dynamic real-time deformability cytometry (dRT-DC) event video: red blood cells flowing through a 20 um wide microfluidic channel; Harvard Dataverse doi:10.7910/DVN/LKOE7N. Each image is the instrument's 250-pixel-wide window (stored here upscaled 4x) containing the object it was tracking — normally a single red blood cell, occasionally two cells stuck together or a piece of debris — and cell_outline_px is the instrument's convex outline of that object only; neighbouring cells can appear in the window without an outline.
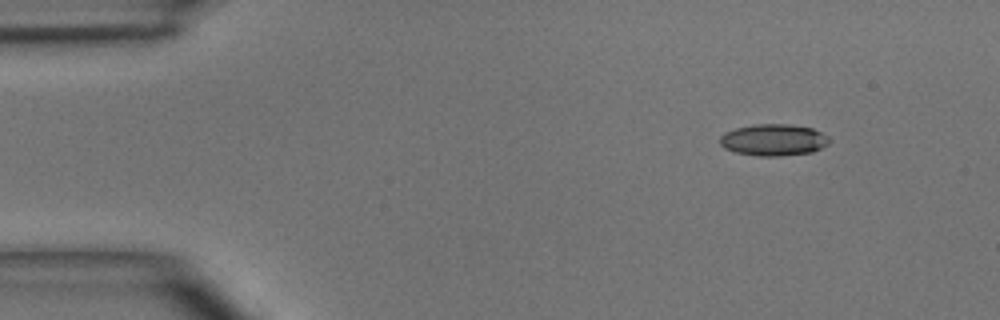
{"species": "common noctule bat (a hibernating species)", "species_latin": "Nyctalus noctula", "temperature_condition": "room temperature", "stored_images_in_passage": 4, "camera_frame_rate_fps": 3000, "um_per_image_px": 0.085, "animal": {"sex": "male", "body_mass_g": 15.6}, "frame": {"image": 1, "passage_image": 1, "time_ms": 0.0, "image_size_px": [1000, 320], "cell_outline_px": [[828, 144], [812, 152], [780, 156], [756, 156], [736, 152], [724, 148], [720, 144], [720, 136], [724, 132], [736, 128], [752, 124], [788, 124], [812, 128], [828, 136]], "centroid_in_image_um": [65.72, 11.89], "position_along_channel_um": 19.3, "area_um2": 20.17}}
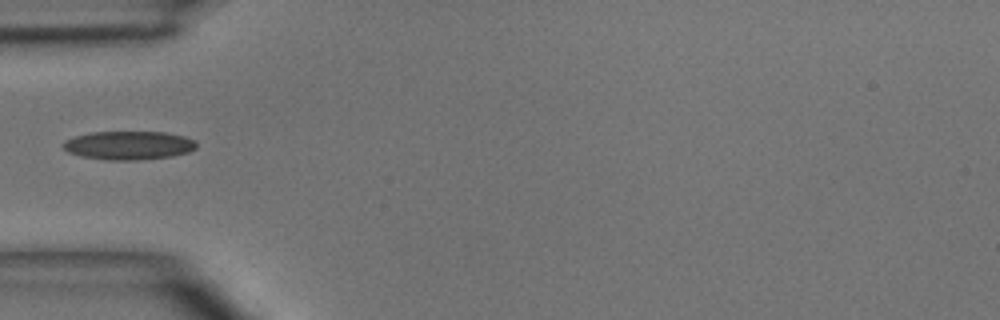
{"frame": {"image": 2, "passage_image": 3, "time_ms": 3.333, "image_size_px": [1000, 320], "cell_outline_px": [[196, 148], [188, 152], [172, 156], [136, 160], [108, 160], [80, 156], [68, 152], [60, 144], [64, 140], [76, 136], [92, 132], [164, 132], [184, 136], [196, 140]], "centroid_in_image_um": [10.93, 12.35], "position_along_channel_um": 74.1, "area_um2": 22.25}}
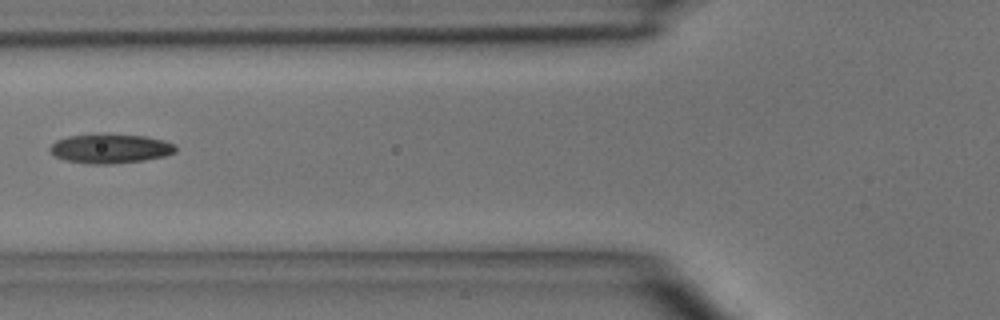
{"frame": {"image": 3, "passage_image": 4, "time_ms": 4.333, "image_size_px": [1000, 320], "cell_outline_px": [[176, 152], [164, 156], [144, 160], [112, 164], [84, 164], [64, 160], [56, 156], [48, 148], [56, 140], [68, 136], [96, 132], [108, 132], [144, 136], [164, 140], [176, 144]], "centroid_in_image_um": [9.36, 12.6], "position_along_channel_um": 116.4, "area_um2": 22.2}}